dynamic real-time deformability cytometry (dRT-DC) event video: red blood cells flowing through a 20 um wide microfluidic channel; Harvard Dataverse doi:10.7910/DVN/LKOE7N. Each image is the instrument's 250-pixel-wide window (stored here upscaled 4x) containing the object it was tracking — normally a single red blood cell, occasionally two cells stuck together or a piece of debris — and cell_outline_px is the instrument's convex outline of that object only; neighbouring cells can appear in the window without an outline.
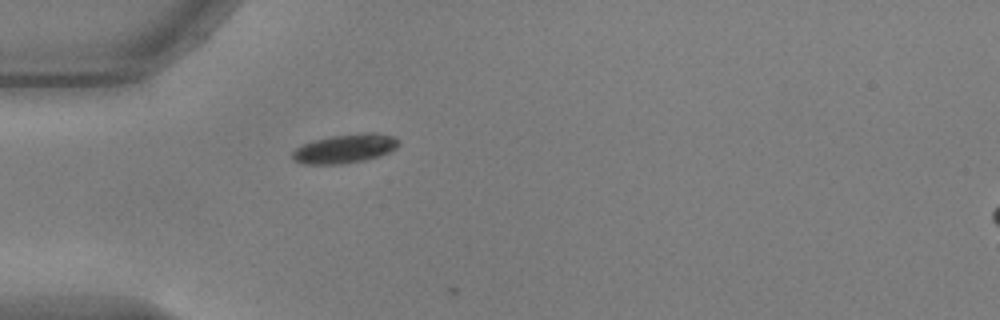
{"species": "common noctule bat (a hibernating species)", "species_latin": "Nyctalus noctula", "temperature_condition": "warm", "stored_images_in_passage": 2, "camera_frame_rate_fps": 3000, "um_per_image_px": 0.085, "animal": {"sex": "male", "body_mass_g": 17.9, "forearm_length_mm": 54.2}, "frame": {"image": 1, "passage_image": 1, "time_ms": 0.0, "image_size_px": [1000, 320], "cell_outline_px": [[400, 144], [396, 148], [380, 156], [364, 160], [340, 164], [300, 164], [292, 160], [292, 152], [296, 148], [312, 140], [332, 136], [364, 132], [376, 132], [392, 136], [400, 140]], "centroid_in_image_um": [29.32, 12.63], "position_along_channel_um": 55.7, "area_um2": 18.09}}